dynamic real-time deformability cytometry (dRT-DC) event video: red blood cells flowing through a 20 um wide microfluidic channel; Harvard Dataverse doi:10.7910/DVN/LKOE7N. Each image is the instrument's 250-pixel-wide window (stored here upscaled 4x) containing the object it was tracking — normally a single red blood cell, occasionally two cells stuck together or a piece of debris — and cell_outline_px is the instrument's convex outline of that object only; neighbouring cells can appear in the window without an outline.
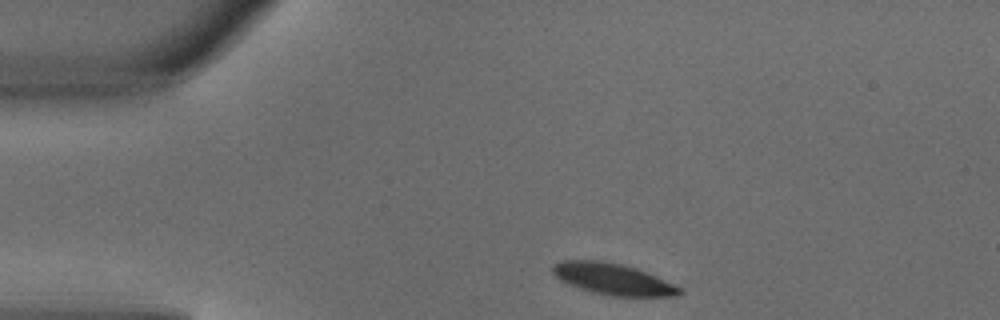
{"species": "common noctule bat (a hibernating species)", "species_latin": "Nyctalus noctula", "temperature_condition": "warm", "stored_images_in_passage": 2, "camera_frame_rate_fps": 3000, "um_per_image_px": 0.085, "animal": {"sex": "male", "body_mass_g": 18.8}, "frame": {"image": 1, "passage_image": 1, "time_ms": 0.0, "image_size_px": [1000, 320], "cell_outline_px": [[684, 292], [680, 296], [612, 296], [592, 292], [568, 284], [560, 280], [552, 272], [552, 264], [564, 260], [600, 260], [620, 264], [636, 268], [684, 288]], "centroid_in_image_um": [52.12, 23.72], "position_along_channel_um": 32.9, "area_um2": 23.24}}